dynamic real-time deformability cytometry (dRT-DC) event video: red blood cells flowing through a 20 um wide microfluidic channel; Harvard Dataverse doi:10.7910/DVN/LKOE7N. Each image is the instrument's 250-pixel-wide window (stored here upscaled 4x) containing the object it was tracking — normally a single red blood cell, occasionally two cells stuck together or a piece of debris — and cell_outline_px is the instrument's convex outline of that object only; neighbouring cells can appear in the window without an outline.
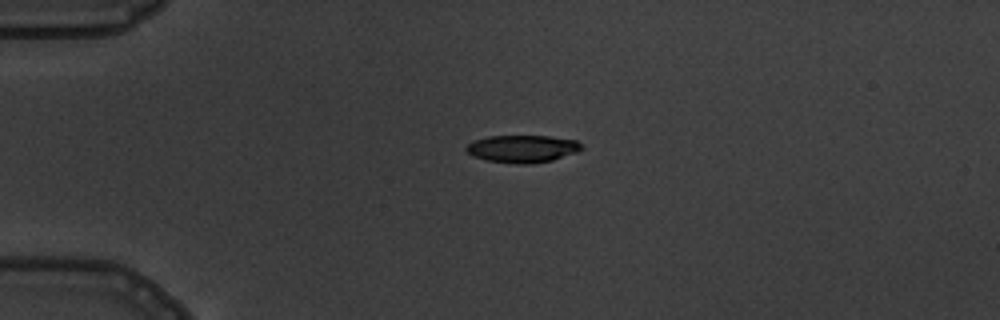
{"species": "common noctule bat (a hibernating species)", "species_latin": "Nyctalus noctula", "temperature_condition": "warm", "stored_images_in_passage": 5, "camera_frame_rate_fps": 3000, "um_per_image_px": 0.085, "animal": {"sex": "male", "body_mass_g": 19.5, "forearm_length_mm": 54.6}, "frame": {"image": 1, "passage_image": 3, "time_ms": 3.0, "image_size_px": [1000, 320], "cell_outline_px": [[584, 148], [576, 152], [552, 160], [532, 164], [516, 164], [488, 160], [472, 156], [464, 148], [472, 140], [488, 136], [548, 136], [576, 140]], "centroid_in_image_um": [44.38, 12.64], "position_along_channel_um": 40.6, "area_um2": 18.44}}